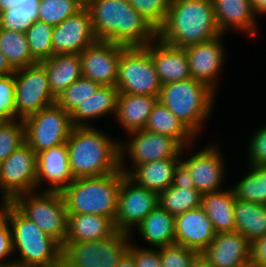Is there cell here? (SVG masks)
<instances>
[{
    "label": "cell",
    "mask_w": 266,
    "mask_h": 267,
    "mask_svg": "<svg viewBox=\"0 0 266 267\" xmlns=\"http://www.w3.org/2000/svg\"><path fill=\"white\" fill-rule=\"evenodd\" d=\"M86 7L97 40L132 47L157 37V30L127 0H92Z\"/></svg>",
    "instance_id": "obj_1"
},
{
    "label": "cell",
    "mask_w": 266,
    "mask_h": 267,
    "mask_svg": "<svg viewBox=\"0 0 266 267\" xmlns=\"http://www.w3.org/2000/svg\"><path fill=\"white\" fill-rule=\"evenodd\" d=\"M222 35L212 0H171L157 37L164 43L185 48Z\"/></svg>",
    "instance_id": "obj_2"
},
{
    "label": "cell",
    "mask_w": 266,
    "mask_h": 267,
    "mask_svg": "<svg viewBox=\"0 0 266 267\" xmlns=\"http://www.w3.org/2000/svg\"><path fill=\"white\" fill-rule=\"evenodd\" d=\"M66 145L74 179L103 176L120 170V140L93 126L73 127Z\"/></svg>",
    "instance_id": "obj_3"
},
{
    "label": "cell",
    "mask_w": 266,
    "mask_h": 267,
    "mask_svg": "<svg viewBox=\"0 0 266 267\" xmlns=\"http://www.w3.org/2000/svg\"><path fill=\"white\" fill-rule=\"evenodd\" d=\"M3 216L12 232L14 266L62 267V245L25 217L11 202H5Z\"/></svg>",
    "instance_id": "obj_4"
},
{
    "label": "cell",
    "mask_w": 266,
    "mask_h": 267,
    "mask_svg": "<svg viewBox=\"0 0 266 267\" xmlns=\"http://www.w3.org/2000/svg\"><path fill=\"white\" fill-rule=\"evenodd\" d=\"M124 176L119 170L103 176L74 179L60 192L67 214H95L115 220Z\"/></svg>",
    "instance_id": "obj_5"
},
{
    "label": "cell",
    "mask_w": 266,
    "mask_h": 267,
    "mask_svg": "<svg viewBox=\"0 0 266 267\" xmlns=\"http://www.w3.org/2000/svg\"><path fill=\"white\" fill-rule=\"evenodd\" d=\"M215 92L195 79L163 84L158 101L173 113L197 138L212 115Z\"/></svg>",
    "instance_id": "obj_6"
},
{
    "label": "cell",
    "mask_w": 266,
    "mask_h": 267,
    "mask_svg": "<svg viewBox=\"0 0 266 267\" xmlns=\"http://www.w3.org/2000/svg\"><path fill=\"white\" fill-rule=\"evenodd\" d=\"M11 203L61 245L67 234V211L60 192L34 191L16 196Z\"/></svg>",
    "instance_id": "obj_7"
},
{
    "label": "cell",
    "mask_w": 266,
    "mask_h": 267,
    "mask_svg": "<svg viewBox=\"0 0 266 267\" xmlns=\"http://www.w3.org/2000/svg\"><path fill=\"white\" fill-rule=\"evenodd\" d=\"M132 235L117 231L106 239L64 242L62 267H116L128 251Z\"/></svg>",
    "instance_id": "obj_8"
},
{
    "label": "cell",
    "mask_w": 266,
    "mask_h": 267,
    "mask_svg": "<svg viewBox=\"0 0 266 267\" xmlns=\"http://www.w3.org/2000/svg\"><path fill=\"white\" fill-rule=\"evenodd\" d=\"M115 87L119 93L159 97L162 84L145 46H122Z\"/></svg>",
    "instance_id": "obj_9"
},
{
    "label": "cell",
    "mask_w": 266,
    "mask_h": 267,
    "mask_svg": "<svg viewBox=\"0 0 266 267\" xmlns=\"http://www.w3.org/2000/svg\"><path fill=\"white\" fill-rule=\"evenodd\" d=\"M23 121L25 141L36 154L66 143L74 127L70 113L56 103L26 117Z\"/></svg>",
    "instance_id": "obj_10"
},
{
    "label": "cell",
    "mask_w": 266,
    "mask_h": 267,
    "mask_svg": "<svg viewBox=\"0 0 266 267\" xmlns=\"http://www.w3.org/2000/svg\"><path fill=\"white\" fill-rule=\"evenodd\" d=\"M16 118L24 120L41 109L55 104L45 68L36 63L15 70Z\"/></svg>",
    "instance_id": "obj_11"
},
{
    "label": "cell",
    "mask_w": 266,
    "mask_h": 267,
    "mask_svg": "<svg viewBox=\"0 0 266 267\" xmlns=\"http://www.w3.org/2000/svg\"><path fill=\"white\" fill-rule=\"evenodd\" d=\"M127 144L120 141V170L128 175L136 166L165 158L176 157L183 147L172 137L147 130L134 131L129 134ZM127 153V154H126ZM132 166L126 167V155ZM131 168V169H130Z\"/></svg>",
    "instance_id": "obj_12"
},
{
    "label": "cell",
    "mask_w": 266,
    "mask_h": 267,
    "mask_svg": "<svg viewBox=\"0 0 266 267\" xmlns=\"http://www.w3.org/2000/svg\"><path fill=\"white\" fill-rule=\"evenodd\" d=\"M37 154L25 142L0 163L1 199L11 202L16 196L37 191Z\"/></svg>",
    "instance_id": "obj_13"
},
{
    "label": "cell",
    "mask_w": 266,
    "mask_h": 267,
    "mask_svg": "<svg viewBox=\"0 0 266 267\" xmlns=\"http://www.w3.org/2000/svg\"><path fill=\"white\" fill-rule=\"evenodd\" d=\"M157 206V192L137 185L125 175L120 185L117 215L114 220L117 231L131 235L142 220Z\"/></svg>",
    "instance_id": "obj_14"
},
{
    "label": "cell",
    "mask_w": 266,
    "mask_h": 267,
    "mask_svg": "<svg viewBox=\"0 0 266 267\" xmlns=\"http://www.w3.org/2000/svg\"><path fill=\"white\" fill-rule=\"evenodd\" d=\"M122 45L97 40L80 54L82 77L101 86H115Z\"/></svg>",
    "instance_id": "obj_15"
},
{
    "label": "cell",
    "mask_w": 266,
    "mask_h": 267,
    "mask_svg": "<svg viewBox=\"0 0 266 267\" xmlns=\"http://www.w3.org/2000/svg\"><path fill=\"white\" fill-rule=\"evenodd\" d=\"M96 41L90 11L84 6L77 13L54 26L52 31L53 55L80 54Z\"/></svg>",
    "instance_id": "obj_16"
},
{
    "label": "cell",
    "mask_w": 266,
    "mask_h": 267,
    "mask_svg": "<svg viewBox=\"0 0 266 267\" xmlns=\"http://www.w3.org/2000/svg\"><path fill=\"white\" fill-rule=\"evenodd\" d=\"M185 47L191 78L203 82L215 92L217 91L218 77L224 66L225 48L223 36Z\"/></svg>",
    "instance_id": "obj_17"
},
{
    "label": "cell",
    "mask_w": 266,
    "mask_h": 267,
    "mask_svg": "<svg viewBox=\"0 0 266 267\" xmlns=\"http://www.w3.org/2000/svg\"><path fill=\"white\" fill-rule=\"evenodd\" d=\"M219 148L215 144H209L203 150L181 160L193 178L195 188L202 195L223 189L222 182L226 176L225 164Z\"/></svg>",
    "instance_id": "obj_18"
},
{
    "label": "cell",
    "mask_w": 266,
    "mask_h": 267,
    "mask_svg": "<svg viewBox=\"0 0 266 267\" xmlns=\"http://www.w3.org/2000/svg\"><path fill=\"white\" fill-rule=\"evenodd\" d=\"M250 250L251 243L239 232H218L200 256L212 267H248Z\"/></svg>",
    "instance_id": "obj_19"
},
{
    "label": "cell",
    "mask_w": 266,
    "mask_h": 267,
    "mask_svg": "<svg viewBox=\"0 0 266 267\" xmlns=\"http://www.w3.org/2000/svg\"><path fill=\"white\" fill-rule=\"evenodd\" d=\"M37 188L48 182L43 191L61 192L73 180L69 168L68 148L66 143L45 149L37 153Z\"/></svg>",
    "instance_id": "obj_20"
},
{
    "label": "cell",
    "mask_w": 266,
    "mask_h": 267,
    "mask_svg": "<svg viewBox=\"0 0 266 267\" xmlns=\"http://www.w3.org/2000/svg\"><path fill=\"white\" fill-rule=\"evenodd\" d=\"M216 232L202 207L175 217V244L199 255L210 245Z\"/></svg>",
    "instance_id": "obj_21"
},
{
    "label": "cell",
    "mask_w": 266,
    "mask_h": 267,
    "mask_svg": "<svg viewBox=\"0 0 266 267\" xmlns=\"http://www.w3.org/2000/svg\"><path fill=\"white\" fill-rule=\"evenodd\" d=\"M145 47L149 51L162 85L191 78L184 48L171 46L158 37Z\"/></svg>",
    "instance_id": "obj_22"
},
{
    "label": "cell",
    "mask_w": 266,
    "mask_h": 267,
    "mask_svg": "<svg viewBox=\"0 0 266 267\" xmlns=\"http://www.w3.org/2000/svg\"><path fill=\"white\" fill-rule=\"evenodd\" d=\"M217 26L222 34L231 30L252 36L257 23L251 0H212Z\"/></svg>",
    "instance_id": "obj_23"
},
{
    "label": "cell",
    "mask_w": 266,
    "mask_h": 267,
    "mask_svg": "<svg viewBox=\"0 0 266 267\" xmlns=\"http://www.w3.org/2000/svg\"><path fill=\"white\" fill-rule=\"evenodd\" d=\"M192 145L185 146L174 158H165L136 166L127 176L137 185L157 193L172 185L176 167L181 162L182 153Z\"/></svg>",
    "instance_id": "obj_24"
},
{
    "label": "cell",
    "mask_w": 266,
    "mask_h": 267,
    "mask_svg": "<svg viewBox=\"0 0 266 267\" xmlns=\"http://www.w3.org/2000/svg\"><path fill=\"white\" fill-rule=\"evenodd\" d=\"M158 97L119 93L115 117L127 134L143 130Z\"/></svg>",
    "instance_id": "obj_25"
},
{
    "label": "cell",
    "mask_w": 266,
    "mask_h": 267,
    "mask_svg": "<svg viewBox=\"0 0 266 267\" xmlns=\"http://www.w3.org/2000/svg\"><path fill=\"white\" fill-rule=\"evenodd\" d=\"M65 242L106 239L117 232L114 220L95 214H67Z\"/></svg>",
    "instance_id": "obj_26"
},
{
    "label": "cell",
    "mask_w": 266,
    "mask_h": 267,
    "mask_svg": "<svg viewBox=\"0 0 266 267\" xmlns=\"http://www.w3.org/2000/svg\"><path fill=\"white\" fill-rule=\"evenodd\" d=\"M118 90L115 86H100L98 90L70 114L74 127H88L90 120L116 114Z\"/></svg>",
    "instance_id": "obj_27"
},
{
    "label": "cell",
    "mask_w": 266,
    "mask_h": 267,
    "mask_svg": "<svg viewBox=\"0 0 266 267\" xmlns=\"http://www.w3.org/2000/svg\"><path fill=\"white\" fill-rule=\"evenodd\" d=\"M39 63L46 70L49 86L55 97L82 77L79 54H55Z\"/></svg>",
    "instance_id": "obj_28"
},
{
    "label": "cell",
    "mask_w": 266,
    "mask_h": 267,
    "mask_svg": "<svg viewBox=\"0 0 266 267\" xmlns=\"http://www.w3.org/2000/svg\"><path fill=\"white\" fill-rule=\"evenodd\" d=\"M234 205L235 194L232 188L202 195L201 207L216 233L235 231Z\"/></svg>",
    "instance_id": "obj_29"
},
{
    "label": "cell",
    "mask_w": 266,
    "mask_h": 267,
    "mask_svg": "<svg viewBox=\"0 0 266 267\" xmlns=\"http://www.w3.org/2000/svg\"><path fill=\"white\" fill-rule=\"evenodd\" d=\"M140 238L152 247L175 244V217L157 206L135 228Z\"/></svg>",
    "instance_id": "obj_30"
},
{
    "label": "cell",
    "mask_w": 266,
    "mask_h": 267,
    "mask_svg": "<svg viewBox=\"0 0 266 267\" xmlns=\"http://www.w3.org/2000/svg\"><path fill=\"white\" fill-rule=\"evenodd\" d=\"M144 130L174 138L183 148L195 143L196 136L161 102L157 101Z\"/></svg>",
    "instance_id": "obj_31"
},
{
    "label": "cell",
    "mask_w": 266,
    "mask_h": 267,
    "mask_svg": "<svg viewBox=\"0 0 266 267\" xmlns=\"http://www.w3.org/2000/svg\"><path fill=\"white\" fill-rule=\"evenodd\" d=\"M234 216L235 231L250 243L266 235V205L235 197Z\"/></svg>",
    "instance_id": "obj_32"
},
{
    "label": "cell",
    "mask_w": 266,
    "mask_h": 267,
    "mask_svg": "<svg viewBox=\"0 0 266 267\" xmlns=\"http://www.w3.org/2000/svg\"><path fill=\"white\" fill-rule=\"evenodd\" d=\"M0 51L14 70L38 63L31 55L25 33L0 28Z\"/></svg>",
    "instance_id": "obj_33"
},
{
    "label": "cell",
    "mask_w": 266,
    "mask_h": 267,
    "mask_svg": "<svg viewBox=\"0 0 266 267\" xmlns=\"http://www.w3.org/2000/svg\"><path fill=\"white\" fill-rule=\"evenodd\" d=\"M202 194L195 187H174L158 193V206L176 217L188 210L201 207Z\"/></svg>",
    "instance_id": "obj_34"
},
{
    "label": "cell",
    "mask_w": 266,
    "mask_h": 267,
    "mask_svg": "<svg viewBox=\"0 0 266 267\" xmlns=\"http://www.w3.org/2000/svg\"><path fill=\"white\" fill-rule=\"evenodd\" d=\"M248 173L232 190L235 197L266 205V165H248Z\"/></svg>",
    "instance_id": "obj_35"
},
{
    "label": "cell",
    "mask_w": 266,
    "mask_h": 267,
    "mask_svg": "<svg viewBox=\"0 0 266 267\" xmlns=\"http://www.w3.org/2000/svg\"><path fill=\"white\" fill-rule=\"evenodd\" d=\"M53 28L46 22L36 20L25 33L31 55L38 63L53 56Z\"/></svg>",
    "instance_id": "obj_36"
},
{
    "label": "cell",
    "mask_w": 266,
    "mask_h": 267,
    "mask_svg": "<svg viewBox=\"0 0 266 267\" xmlns=\"http://www.w3.org/2000/svg\"><path fill=\"white\" fill-rule=\"evenodd\" d=\"M101 85L81 77L69 85L58 97L56 104L68 113H72L83 101L94 95Z\"/></svg>",
    "instance_id": "obj_37"
},
{
    "label": "cell",
    "mask_w": 266,
    "mask_h": 267,
    "mask_svg": "<svg viewBox=\"0 0 266 267\" xmlns=\"http://www.w3.org/2000/svg\"><path fill=\"white\" fill-rule=\"evenodd\" d=\"M83 7L78 0H40L38 20L56 26Z\"/></svg>",
    "instance_id": "obj_38"
},
{
    "label": "cell",
    "mask_w": 266,
    "mask_h": 267,
    "mask_svg": "<svg viewBox=\"0 0 266 267\" xmlns=\"http://www.w3.org/2000/svg\"><path fill=\"white\" fill-rule=\"evenodd\" d=\"M25 124L22 119L0 124V163L26 141Z\"/></svg>",
    "instance_id": "obj_39"
},
{
    "label": "cell",
    "mask_w": 266,
    "mask_h": 267,
    "mask_svg": "<svg viewBox=\"0 0 266 267\" xmlns=\"http://www.w3.org/2000/svg\"><path fill=\"white\" fill-rule=\"evenodd\" d=\"M156 30L165 22L171 0H127Z\"/></svg>",
    "instance_id": "obj_40"
},
{
    "label": "cell",
    "mask_w": 266,
    "mask_h": 267,
    "mask_svg": "<svg viewBox=\"0 0 266 267\" xmlns=\"http://www.w3.org/2000/svg\"><path fill=\"white\" fill-rule=\"evenodd\" d=\"M38 20V12H27L14 6L0 12V28L26 33L29 27Z\"/></svg>",
    "instance_id": "obj_41"
},
{
    "label": "cell",
    "mask_w": 266,
    "mask_h": 267,
    "mask_svg": "<svg viewBox=\"0 0 266 267\" xmlns=\"http://www.w3.org/2000/svg\"><path fill=\"white\" fill-rule=\"evenodd\" d=\"M162 267H192L198 253L183 245L159 247Z\"/></svg>",
    "instance_id": "obj_42"
},
{
    "label": "cell",
    "mask_w": 266,
    "mask_h": 267,
    "mask_svg": "<svg viewBox=\"0 0 266 267\" xmlns=\"http://www.w3.org/2000/svg\"><path fill=\"white\" fill-rule=\"evenodd\" d=\"M15 76L14 73L0 76V120L15 121Z\"/></svg>",
    "instance_id": "obj_43"
},
{
    "label": "cell",
    "mask_w": 266,
    "mask_h": 267,
    "mask_svg": "<svg viewBox=\"0 0 266 267\" xmlns=\"http://www.w3.org/2000/svg\"><path fill=\"white\" fill-rule=\"evenodd\" d=\"M251 136L247 149L250 165H266V125L258 128Z\"/></svg>",
    "instance_id": "obj_44"
},
{
    "label": "cell",
    "mask_w": 266,
    "mask_h": 267,
    "mask_svg": "<svg viewBox=\"0 0 266 267\" xmlns=\"http://www.w3.org/2000/svg\"><path fill=\"white\" fill-rule=\"evenodd\" d=\"M132 242L131 240L128 252L132 255L136 267H162L159 248H143Z\"/></svg>",
    "instance_id": "obj_45"
},
{
    "label": "cell",
    "mask_w": 266,
    "mask_h": 267,
    "mask_svg": "<svg viewBox=\"0 0 266 267\" xmlns=\"http://www.w3.org/2000/svg\"><path fill=\"white\" fill-rule=\"evenodd\" d=\"M14 254L12 247V232L7 219L0 217V267L14 266L13 259H7Z\"/></svg>",
    "instance_id": "obj_46"
},
{
    "label": "cell",
    "mask_w": 266,
    "mask_h": 267,
    "mask_svg": "<svg viewBox=\"0 0 266 267\" xmlns=\"http://www.w3.org/2000/svg\"><path fill=\"white\" fill-rule=\"evenodd\" d=\"M250 266L266 267V235L251 242Z\"/></svg>",
    "instance_id": "obj_47"
},
{
    "label": "cell",
    "mask_w": 266,
    "mask_h": 267,
    "mask_svg": "<svg viewBox=\"0 0 266 267\" xmlns=\"http://www.w3.org/2000/svg\"><path fill=\"white\" fill-rule=\"evenodd\" d=\"M172 186L174 187H195L193 178L189 174L187 168L180 162L175 169Z\"/></svg>",
    "instance_id": "obj_48"
},
{
    "label": "cell",
    "mask_w": 266,
    "mask_h": 267,
    "mask_svg": "<svg viewBox=\"0 0 266 267\" xmlns=\"http://www.w3.org/2000/svg\"><path fill=\"white\" fill-rule=\"evenodd\" d=\"M40 0H0V12L18 6L27 12H38Z\"/></svg>",
    "instance_id": "obj_49"
},
{
    "label": "cell",
    "mask_w": 266,
    "mask_h": 267,
    "mask_svg": "<svg viewBox=\"0 0 266 267\" xmlns=\"http://www.w3.org/2000/svg\"><path fill=\"white\" fill-rule=\"evenodd\" d=\"M15 70L8 63L5 55L0 51V76L14 73Z\"/></svg>",
    "instance_id": "obj_50"
},
{
    "label": "cell",
    "mask_w": 266,
    "mask_h": 267,
    "mask_svg": "<svg viewBox=\"0 0 266 267\" xmlns=\"http://www.w3.org/2000/svg\"><path fill=\"white\" fill-rule=\"evenodd\" d=\"M253 12L257 15L266 14V0H251Z\"/></svg>",
    "instance_id": "obj_51"
},
{
    "label": "cell",
    "mask_w": 266,
    "mask_h": 267,
    "mask_svg": "<svg viewBox=\"0 0 266 267\" xmlns=\"http://www.w3.org/2000/svg\"><path fill=\"white\" fill-rule=\"evenodd\" d=\"M116 267H136L132 255L127 251Z\"/></svg>",
    "instance_id": "obj_52"
},
{
    "label": "cell",
    "mask_w": 266,
    "mask_h": 267,
    "mask_svg": "<svg viewBox=\"0 0 266 267\" xmlns=\"http://www.w3.org/2000/svg\"><path fill=\"white\" fill-rule=\"evenodd\" d=\"M192 267H212V266L199 255L194 261Z\"/></svg>",
    "instance_id": "obj_53"
},
{
    "label": "cell",
    "mask_w": 266,
    "mask_h": 267,
    "mask_svg": "<svg viewBox=\"0 0 266 267\" xmlns=\"http://www.w3.org/2000/svg\"><path fill=\"white\" fill-rule=\"evenodd\" d=\"M84 6H87L92 0H78Z\"/></svg>",
    "instance_id": "obj_54"
},
{
    "label": "cell",
    "mask_w": 266,
    "mask_h": 267,
    "mask_svg": "<svg viewBox=\"0 0 266 267\" xmlns=\"http://www.w3.org/2000/svg\"><path fill=\"white\" fill-rule=\"evenodd\" d=\"M1 202H2V203H0V204H1V205H0V206H1V208H0V217L3 215L4 204H5V201H2V200H1Z\"/></svg>",
    "instance_id": "obj_55"
}]
</instances>
